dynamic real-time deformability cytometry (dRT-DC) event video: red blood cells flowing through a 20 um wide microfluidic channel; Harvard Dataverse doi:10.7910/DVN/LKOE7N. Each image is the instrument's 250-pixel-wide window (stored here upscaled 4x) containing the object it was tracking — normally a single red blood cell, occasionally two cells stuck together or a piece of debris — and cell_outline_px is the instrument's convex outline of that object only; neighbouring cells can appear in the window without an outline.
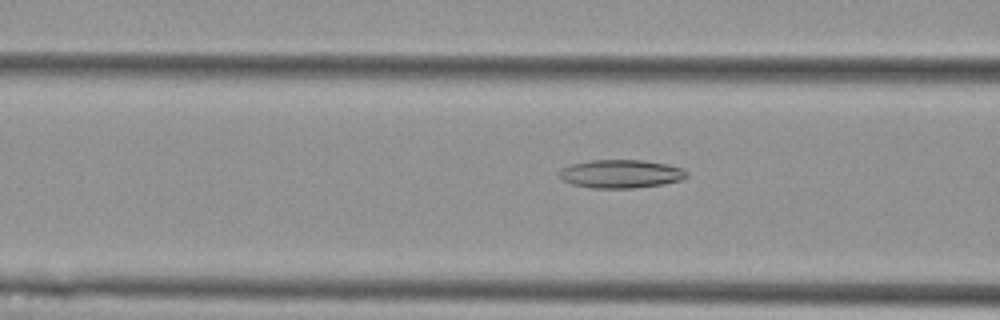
{"species": "Egyptian fruit bat (a non-hibernating species)", "species_latin": "Rousettus aegyptiacus", "temperature_condition": "cold", "stored_images_in_passage": 56, "camera_frame_rate_fps": 3000, "um_per_image_px": 0.085, "animal": {"sex": "female"}, "frame": {"image": 1, "passage_image": 22, "time_ms": 7.0, "image_size_px": [1000, 320], "cell_outline_px": [[688, 176], [684, 180], [664, 184], [636, 188], [592, 188], [572, 184], [564, 180], [560, 176], [560, 168], [572, 164], [588, 160], [640, 160], [668, 164], [680, 168], [688, 172]], "centroid_in_image_um": [52.81, 14.78], "position_along_channel_um": 113.8, "area_um2": 21.15}}
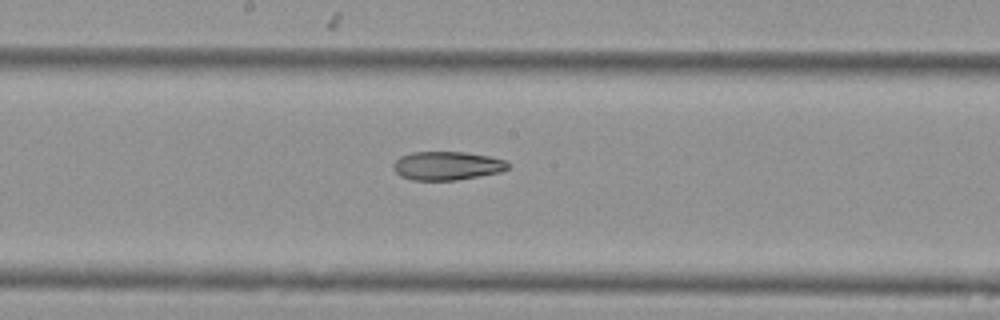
{"frame": {"image": 2, "passage_image": 30, "time_ms": 9.667, "image_size_px": [1000, 320], "cell_outline_px": [[508, 168], [500, 172], [456, 180], [412, 180], [400, 176], [392, 168], [392, 164], [400, 156], [412, 152], [464, 152], [488, 156], [504, 160], [508, 164]], "centroid_in_image_um": [37.94, 14.09], "position_along_channel_um": 210.3, "area_um2": 19.02}}
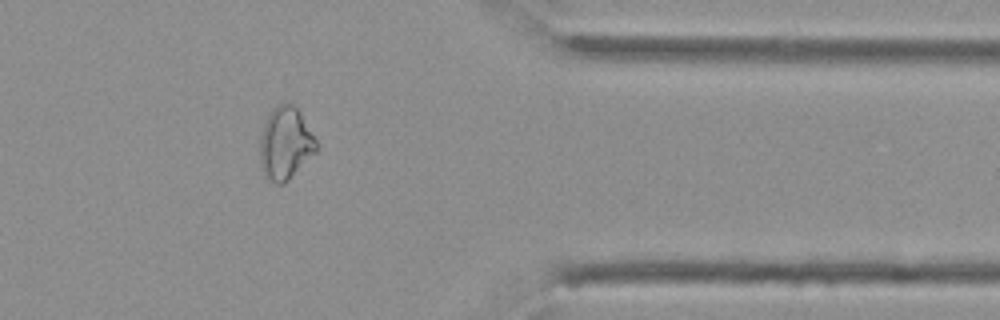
{"frame": {"image": 3, "passage_image": 46, "time_ms": 15.0, "image_size_px": [1000, 320], "cell_outline_px": [[320, 148], [284, 184], [276, 184], [264, 176], [260, 168], [260, 136], [264, 124], [272, 108], [276, 104], [292, 104], [300, 112], [316, 140]], "centroid_in_image_um": [24.25, 12.21], "position_along_channel_um": 387.2, "area_um2": 23.87}}